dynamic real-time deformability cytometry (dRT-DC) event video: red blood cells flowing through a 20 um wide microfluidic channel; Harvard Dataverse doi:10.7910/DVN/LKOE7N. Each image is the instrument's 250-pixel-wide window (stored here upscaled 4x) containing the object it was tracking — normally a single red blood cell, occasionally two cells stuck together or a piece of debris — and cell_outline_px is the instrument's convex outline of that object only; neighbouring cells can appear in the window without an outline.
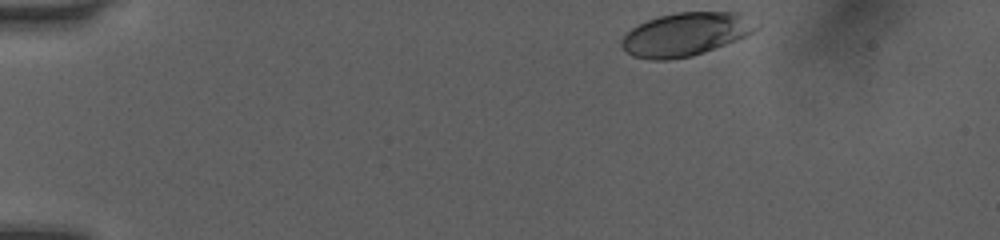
{"species": "human", "species_latin": "Homo sapiens", "temperature_condition": "room temperature", "stored_images_in_passage": 37, "camera_frame_rate_fps": 3000, "um_per_image_px": 0.085, "donor": {"sex": "female"}, "frame": {"image": 1, "passage_image": 1, "time_ms": 0.0, "image_size_px": [1000, 240], "cell_outline_px": [[760, 28], [736, 40], [704, 52], [692, 56], [668, 60], [652, 60], [632, 56], [620, 44], [620, 40], [632, 28], [648, 20], [660, 16], [676, 12], [740, 12], [760, 24]], "centroid_in_image_um": [58.3, 2.91], "position_along_channel_um": 26.7, "area_um2": 33.87}}
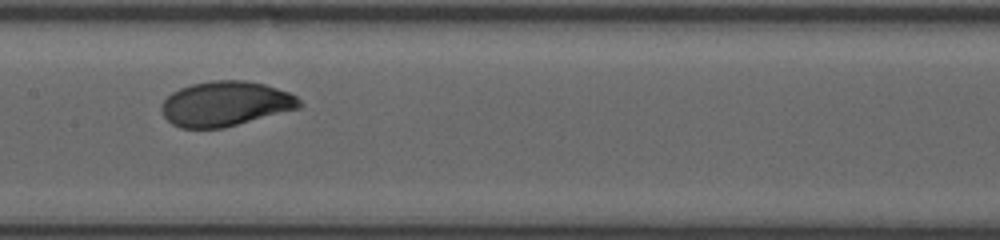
{"frame": {"image": 2, "passage_image": 20, "time_ms": 6.333, "image_size_px": [1000, 240], "cell_outline_px": [[304, 104], [300, 108], [224, 128], [180, 128], [172, 124], [164, 116], [160, 108], [160, 104], [172, 92], [180, 88], [192, 84], [212, 80], [248, 80], [264, 84], [288, 92], [296, 96]], "centroid_in_image_um": [19.16, 8.82], "position_along_channel_um": 188.2, "area_um2": 36.24}}
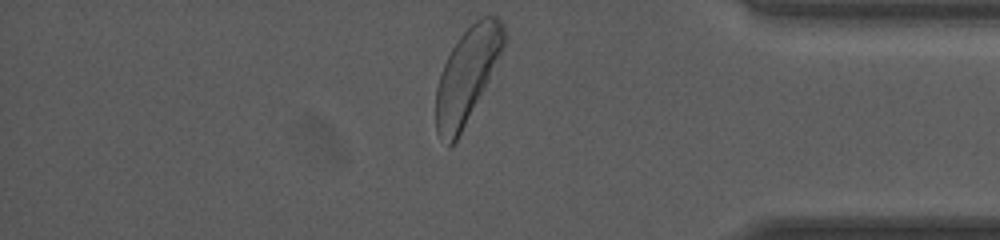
{"frame": {"image": 3, "passage_image": 37, "time_ms": 12.0, "image_size_px": [1000, 240], "cell_outline_px": [[504, 48], [484, 88], [456, 140], [448, 148], [436, 132], [436, 88], [440, 72], [452, 48], [460, 36], [480, 16], [496, 16], [504, 24]], "centroid_in_image_um": [39.68, 6.38], "position_along_channel_um": 395.5, "area_um2": 36.65}, "authors_computed_cell_mechanics": {"area_um2": 35.7204, "velocity_mm_per_s": 4.0244, "shape_relaxation_time_tau1_ms": 2.1185, "shape_relaxation_time_tau2_ms": null, "deformation_change_tau1": 0.1335, "deformation_change_tau2": null}}